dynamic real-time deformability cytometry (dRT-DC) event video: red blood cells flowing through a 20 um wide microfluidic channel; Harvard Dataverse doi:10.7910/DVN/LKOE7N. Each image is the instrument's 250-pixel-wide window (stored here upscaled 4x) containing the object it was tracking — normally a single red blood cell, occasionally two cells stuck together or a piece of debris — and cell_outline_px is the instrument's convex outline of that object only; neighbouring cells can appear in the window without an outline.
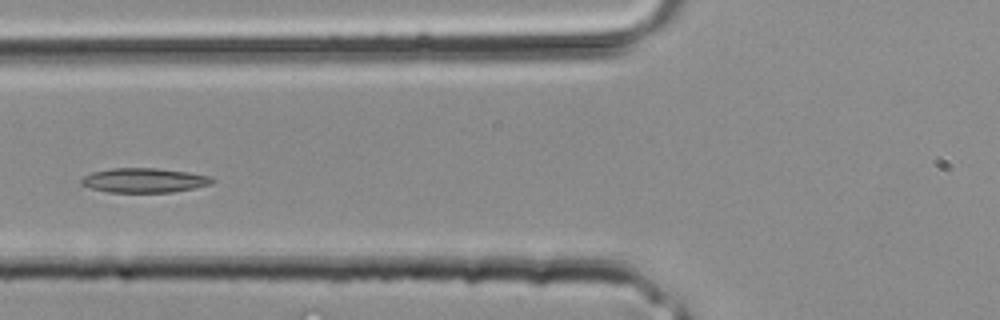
{"species": "common noctule bat (a hibernating species)", "species_latin": "Nyctalus noctula", "temperature_condition": "room temperature", "stored_images_in_passage": 23, "camera_frame_rate_fps": 3000, "um_per_image_px": 0.085, "animal": {"sex": "male", "body_mass_g": 20.4}, "frame": {"image": 1, "passage_image": 3, "time_ms": 0.667, "image_size_px": [1000, 320], "cell_outline_px": [[216, 180], [208, 184], [192, 188], [172, 192], [108, 192], [88, 188], [80, 184], [80, 180], [84, 176], [92, 172], [112, 168], [156, 168], [188, 172], [212, 176]], "centroid_in_image_um": [12.21, 15.32], "position_along_channel_um": 113.6, "area_um2": 18.67}}
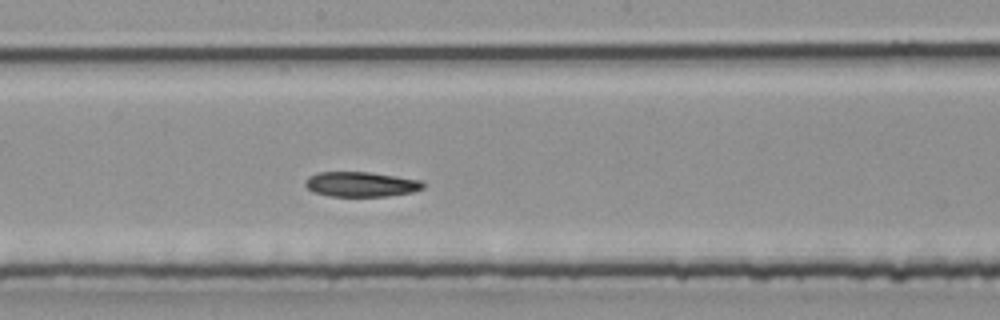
{"frame": {"image": 2, "passage_image": 8, "time_ms": 2.333, "image_size_px": [1000, 320], "cell_outline_px": [[424, 188], [412, 192], [388, 196], [328, 196], [312, 192], [304, 184], [304, 180], [308, 176], [316, 172], [368, 172], [396, 176], [420, 180], [424, 184]], "centroid_in_image_um": [30.63, 15.66], "position_along_channel_um": 217.6, "area_um2": 17.22}}
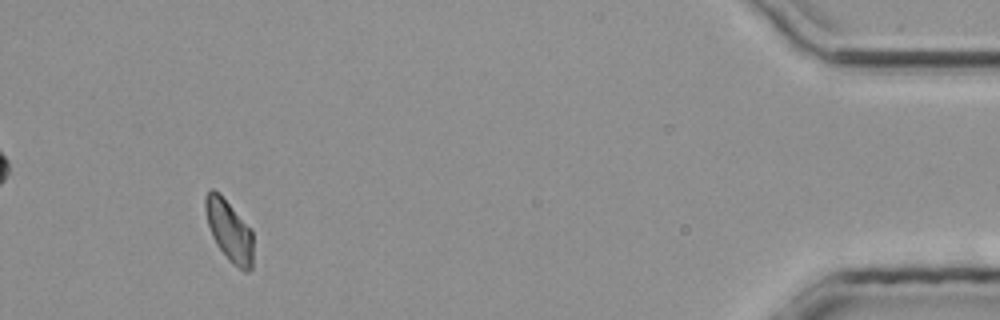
{"frame": {"image": 3, "passage_image": 21, "time_ms": 6.667, "image_size_px": [1000, 320], "cell_outline_px": [[252, 268], [248, 272], [244, 272], [232, 264], [228, 260], [216, 244], [212, 236], [208, 224], [204, 208], [204, 196], [212, 188], [220, 192], [252, 232]], "centroid_in_image_um": [19.45, 19.61], "position_along_channel_um": 415.7, "area_um2": 17.05}}